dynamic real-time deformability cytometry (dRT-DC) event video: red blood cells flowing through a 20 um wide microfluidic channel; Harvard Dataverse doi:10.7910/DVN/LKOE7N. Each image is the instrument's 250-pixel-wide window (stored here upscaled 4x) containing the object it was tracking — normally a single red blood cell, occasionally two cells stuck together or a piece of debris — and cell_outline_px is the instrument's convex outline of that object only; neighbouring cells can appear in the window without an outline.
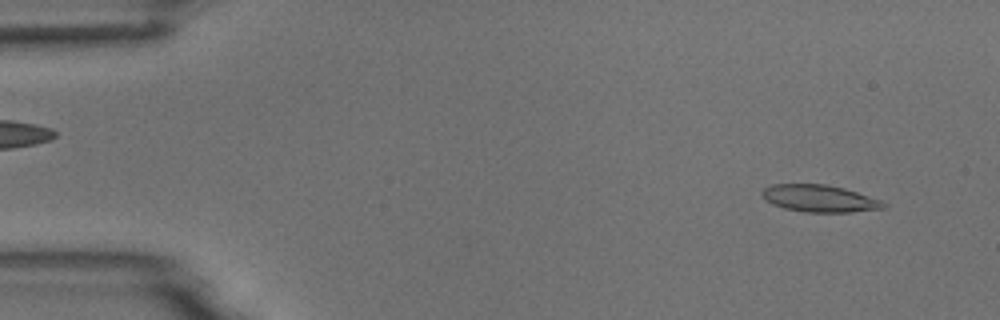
{"species": "common noctule bat (a hibernating species)", "species_latin": "Nyctalus noctula", "temperature_condition": "room temperature", "stored_images_in_passage": 4, "camera_frame_rate_fps": 3000, "um_per_image_px": 0.085, "animal": {"sex": "male", "body_mass_g": 18.8}, "frame": {"image": 1, "passage_image": 1, "time_ms": 0.0, "image_size_px": [1000, 320], "cell_outline_px": [[888, 204], [884, 208], [852, 212], [804, 212], [784, 208], [772, 204], [764, 200], [760, 192], [764, 188], [772, 184], [824, 184], [844, 188], [880, 200]], "centroid_in_image_um": [69.62, 16.87], "position_along_channel_um": 15.4, "area_um2": 19.19}}
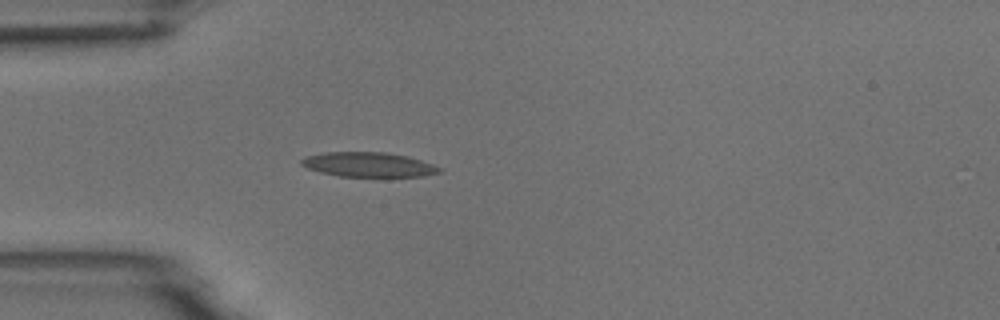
{"frame": {"image": 2, "passage_image": 4, "time_ms": 3.667, "image_size_px": [1000, 320], "cell_outline_px": [[444, 168], [440, 172], [424, 176], [388, 180], [340, 176], [320, 172], [308, 168], [300, 164], [300, 160], [304, 156], [324, 152], [384, 152], [408, 156]], "centroid_in_image_um": [31.38, 14.04], "position_along_channel_um": 53.6, "area_um2": 20.98}}